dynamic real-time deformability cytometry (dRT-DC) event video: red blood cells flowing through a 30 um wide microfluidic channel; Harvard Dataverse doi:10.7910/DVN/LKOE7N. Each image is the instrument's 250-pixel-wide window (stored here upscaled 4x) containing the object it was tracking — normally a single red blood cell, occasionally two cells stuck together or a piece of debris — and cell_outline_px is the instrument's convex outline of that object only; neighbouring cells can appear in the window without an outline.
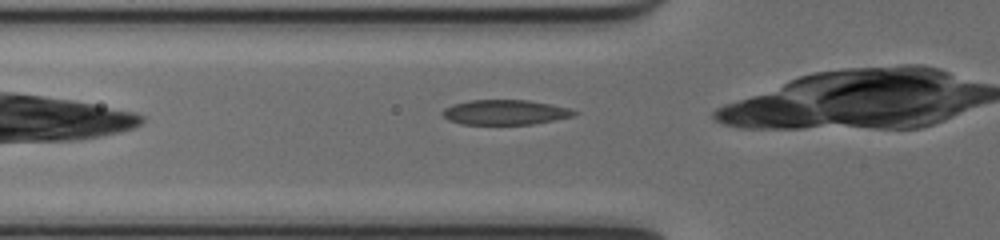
{"species": "common noctule bat (a hibernating species)", "species_latin": "Nyctalus noctula", "temperature_condition": "cold", "stored_images_in_passage": 30, "camera_frame_rate_fps": 3000, "um_per_image_px": 0.085, "animal": {"sex": "female", "body_mass_g": 17.0, "forearm_length_mm": 48.0}, "frame": {"image": 1, "passage_image": 6, "time_ms": 1.667, "image_size_px": [1000, 240], "cell_outline_px": [[576, 112], [572, 116], [532, 124], [460, 124], [448, 120], [440, 112], [444, 108], [456, 104], [472, 100], [528, 100], [568, 108]], "centroid_in_image_um": [42.87, 9.55], "position_along_channel_um": 82.9, "area_um2": 18.73}}
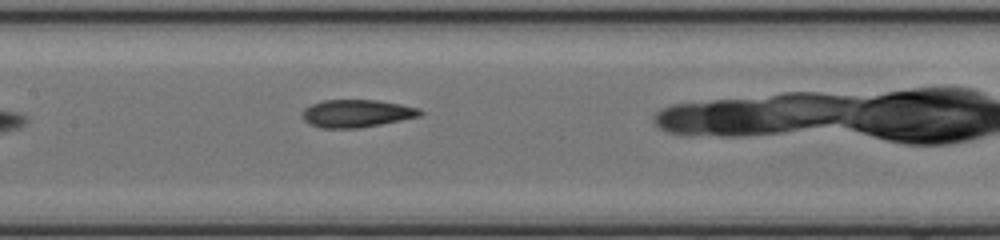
{"frame": {"image": 2, "passage_image": 13, "time_ms": 4.0, "image_size_px": [1000, 240], "cell_outline_px": [[424, 112], [420, 116], [360, 128], [320, 128], [304, 120], [304, 108], [312, 104], [324, 100], [376, 100], [400, 104], [420, 108]], "centroid_in_image_um": [30.35, 9.64], "position_along_channel_um": 177.1, "area_um2": 18.79}}
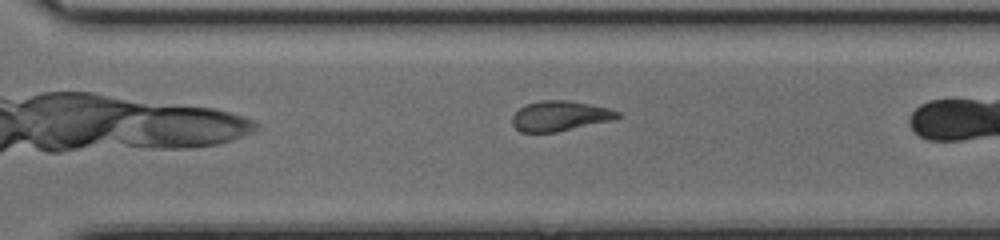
{"frame": {"image": 3, "passage_image": 24, "time_ms": 7.667, "image_size_px": [1000, 240], "cell_outline_px": [[620, 116], [616, 120], [556, 132], [520, 132], [512, 124], [512, 116], [520, 108], [528, 104], [540, 100], [568, 100], [608, 108], [620, 112]], "centroid_in_image_um": [47.62, 9.86], "position_along_channel_um": 323.0, "area_um2": 18.5}}